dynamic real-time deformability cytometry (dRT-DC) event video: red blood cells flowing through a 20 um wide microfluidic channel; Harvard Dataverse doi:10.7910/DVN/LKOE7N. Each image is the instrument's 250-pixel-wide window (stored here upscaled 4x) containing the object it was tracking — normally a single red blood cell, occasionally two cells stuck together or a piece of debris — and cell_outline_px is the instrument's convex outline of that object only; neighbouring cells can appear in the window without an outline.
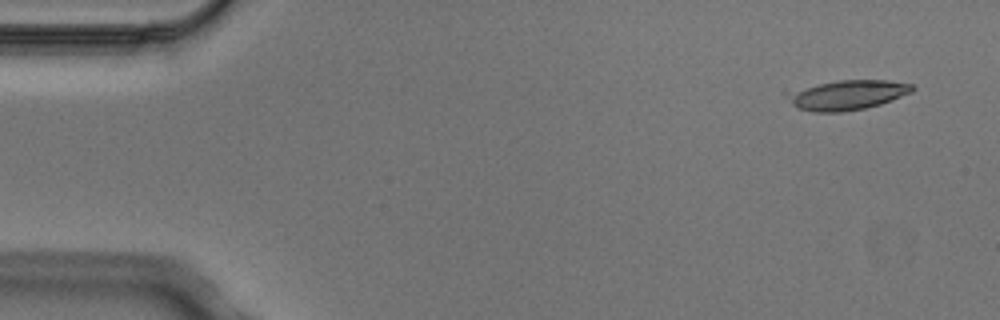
{"species": "Egyptian fruit bat (a non-hibernating species)", "species_latin": "Rousettus aegyptiacus", "temperature_condition": "cold", "stored_images_in_passage": 4, "camera_frame_rate_fps": 3000, "um_per_image_px": 0.085, "animal": {"sex": "male"}, "frame": {"image": 1, "passage_image": 1, "time_ms": 0.0, "image_size_px": [1000, 320], "cell_outline_px": [[916, 88], [912, 92], [892, 100], [880, 104], [864, 108], [840, 112], [812, 112], [796, 108], [792, 104], [784, 92], [820, 84], [840, 80], [888, 80], [912, 84]], "centroid_in_image_um": [72.02, 8.08], "position_along_channel_um": 13.0, "area_um2": 21.56}}
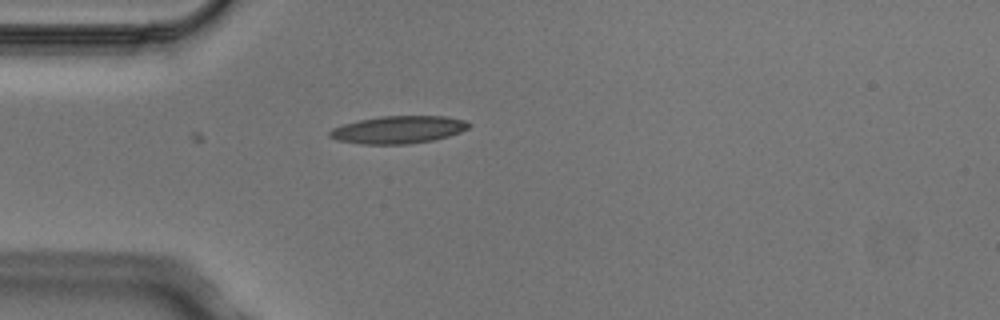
{"frame": {"image": 2, "passage_image": 4, "time_ms": 1.0, "image_size_px": [1000, 320], "cell_outline_px": [[472, 124], [468, 128], [460, 132], [448, 136], [432, 140], [404, 144], [364, 144], [340, 140], [328, 136], [328, 132], [332, 128], [344, 124], [360, 120], [380, 116], [444, 116], [464, 120]], "centroid_in_image_um": [33.87, 11.01], "position_along_channel_um": 51.1, "area_um2": 22.08}}